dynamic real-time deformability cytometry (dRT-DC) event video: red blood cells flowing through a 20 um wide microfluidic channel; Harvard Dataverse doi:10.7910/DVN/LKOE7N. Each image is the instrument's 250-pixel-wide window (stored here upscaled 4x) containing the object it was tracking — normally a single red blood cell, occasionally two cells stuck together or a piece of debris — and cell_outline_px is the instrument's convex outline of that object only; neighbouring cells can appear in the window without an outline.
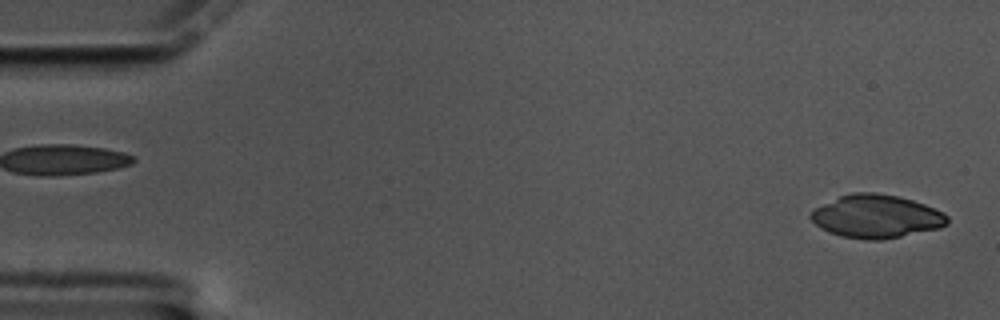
{"species": "common noctule bat (a hibernating species)", "species_latin": "Nyctalus noctula", "temperature_condition": "cold", "stored_images_in_passage": 58, "camera_frame_rate_fps": 3000, "um_per_image_px": 0.085, "animal": {"sex": "male", "body_mass_g": 17.5, "forearm_length_mm": 52.3}, "frame": {"image": 1, "passage_image": 1, "time_ms": 0.0, "image_size_px": [1000, 320], "cell_outline_px": [[948, 224], [940, 228], [880, 240], [864, 240], [840, 236], [828, 232], [820, 228], [808, 216], [816, 208], [840, 196], [852, 192], [876, 192], [896, 196], [912, 200], [924, 204], [944, 212], [948, 216]], "centroid_in_image_um": [74.49, 18.4], "position_along_channel_um": 10.5, "area_um2": 34.28}}